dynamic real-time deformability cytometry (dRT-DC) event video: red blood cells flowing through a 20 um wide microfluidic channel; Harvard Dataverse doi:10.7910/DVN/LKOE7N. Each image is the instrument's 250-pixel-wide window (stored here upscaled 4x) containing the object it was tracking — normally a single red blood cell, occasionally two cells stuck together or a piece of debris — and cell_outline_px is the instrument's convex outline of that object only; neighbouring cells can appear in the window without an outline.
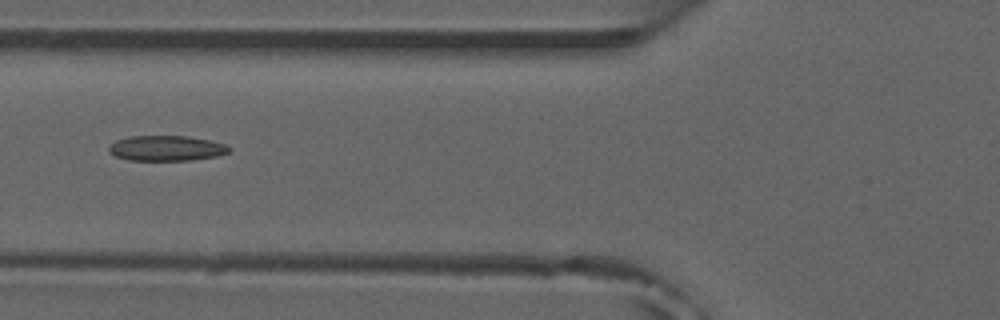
{"species": "common noctule bat (a hibernating species)", "species_latin": "Nyctalus noctula", "temperature_condition": "room temperature", "stored_images_in_passage": 38, "camera_frame_rate_fps": 3000, "um_per_image_px": 0.085, "animal": {"sex": "male", "forearm_length_mm": 52.5}, "frame": {"image": 1, "passage_image": 6, "time_ms": 1.667, "image_size_px": [1000, 320], "cell_outline_px": [[232, 148], [228, 152], [216, 156], [192, 160], [128, 160], [116, 156], [108, 152], [108, 148], [116, 140], [128, 136], [188, 136], [228, 144]], "centroid_in_image_um": [14.15, 12.59], "position_along_channel_um": 111.6, "area_um2": 17.74}}